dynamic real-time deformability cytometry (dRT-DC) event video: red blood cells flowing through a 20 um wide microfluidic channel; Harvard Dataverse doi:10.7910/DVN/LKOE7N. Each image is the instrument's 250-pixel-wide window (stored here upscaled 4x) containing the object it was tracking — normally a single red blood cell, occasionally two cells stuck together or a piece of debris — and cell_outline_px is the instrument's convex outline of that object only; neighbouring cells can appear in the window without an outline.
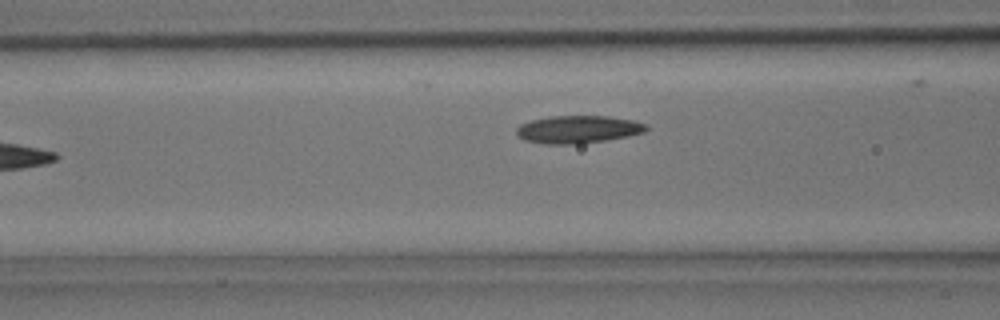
{"species": "common noctule bat (a hibernating species)", "species_latin": "Nyctalus noctula", "temperature_condition": "room temperature", "stored_images_in_passage": 5, "camera_frame_rate_fps": 3000, "um_per_image_px": 0.085, "animal": {"sex": "male", "body_mass_g": 15.6}, "frame": {"image": 1, "passage_image": 4, "time_ms": 1.0, "image_size_px": [1000, 320], "cell_outline_px": [[648, 128], [644, 132], [628, 136], [608, 140], [580, 144], [544, 144], [524, 140], [516, 136], [516, 128], [520, 124], [532, 120], [548, 116], [608, 116], [632, 120], [648, 124]], "centroid_in_image_um": [49.11, 11.0], "position_along_channel_um": 117.5, "area_um2": 21.15}}